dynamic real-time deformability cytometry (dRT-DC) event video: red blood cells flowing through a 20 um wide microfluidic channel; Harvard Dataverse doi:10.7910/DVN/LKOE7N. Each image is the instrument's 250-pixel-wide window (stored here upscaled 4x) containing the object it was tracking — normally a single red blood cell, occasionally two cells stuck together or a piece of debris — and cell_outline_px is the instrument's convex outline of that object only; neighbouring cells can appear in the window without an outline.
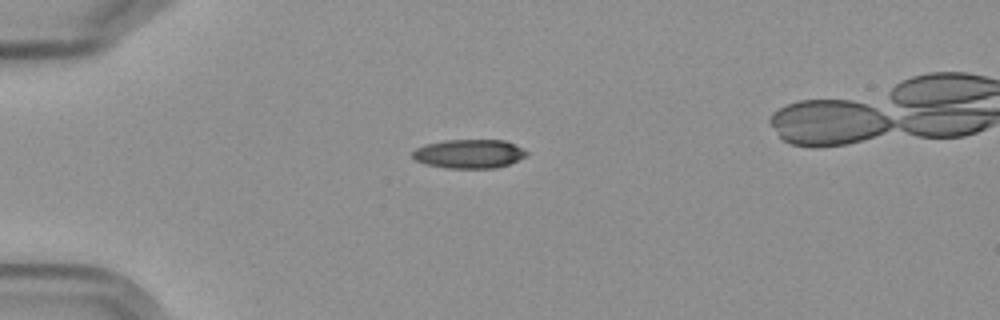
{"species": "Egyptian fruit bat (a non-hibernating species)", "species_latin": "Rousettus aegyptiacus", "temperature_condition": "cold", "stored_images_in_passage": 14, "camera_frame_rate_fps": 3000, "um_per_image_px": 0.085, "frame": {"image": 1, "passage_image": 3, "time_ms": 3.333, "image_size_px": [1000, 320], "cell_outline_px": [[528, 152], [524, 156], [508, 164], [496, 168], [448, 168], [428, 164], [416, 160], [412, 156], [412, 152], [416, 148], [428, 144], [444, 140], [504, 140]], "centroid_in_image_um": [39.85, 13.07], "position_along_channel_um": 45.2, "area_um2": 18.79}}
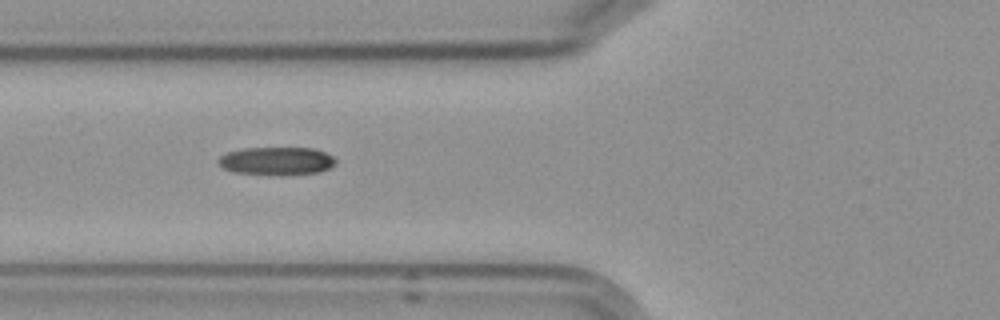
{"frame": {"image": 2, "passage_image": 5, "time_ms": 5.667, "image_size_px": [1000, 320], "cell_outline_px": [[336, 164], [320, 172], [232, 172], [224, 168], [216, 160], [220, 156], [228, 152], [244, 148], [316, 148], [332, 156], [336, 160]], "centroid_in_image_um": [23.51, 13.62], "position_along_channel_um": 102.3, "area_um2": 18.15}, "authors_computed_cell_mechanics": {"area_um2": 18.8717, "velocity_mm_per_s": 3.62, "shape_relaxation_time_tau1_ms": 2.7012, "shape_relaxation_time_tau2_ms": null, "deformation_change_tau1": 0.1034, "deformation_change_tau2": null}}